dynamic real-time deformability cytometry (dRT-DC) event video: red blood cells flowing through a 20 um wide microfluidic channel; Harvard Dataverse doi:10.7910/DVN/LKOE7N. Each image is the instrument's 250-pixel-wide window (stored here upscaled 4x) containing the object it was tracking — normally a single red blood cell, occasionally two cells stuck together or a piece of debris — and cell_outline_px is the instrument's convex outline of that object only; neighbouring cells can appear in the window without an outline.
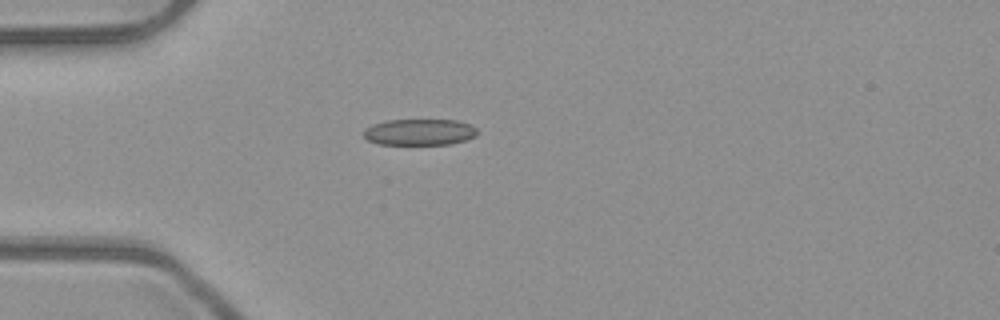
{"species": "common noctule bat (a hibernating species)", "species_latin": "Nyctalus noctula", "temperature_condition": "room temperature", "stored_images_in_passage": 38, "camera_frame_rate_fps": 3000, "um_per_image_px": 0.085, "animal": {"sex": "male", "body_mass_g": 23.1, "forearm_length_mm": 52.7}, "frame": {"image": 1, "passage_image": 1, "time_ms": 0.0, "image_size_px": [1000, 320], "cell_outline_px": [[476, 136], [452, 144], [380, 144], [368, 140], [364, 136], [364, 128], [372, 124], [388, 120], [456, 120], [472, 124], [476, 128]], "centroid_in_image_um": [35.66, 11.22], "position_along_channel_um": 49.3, "area_um2": 17.4}}
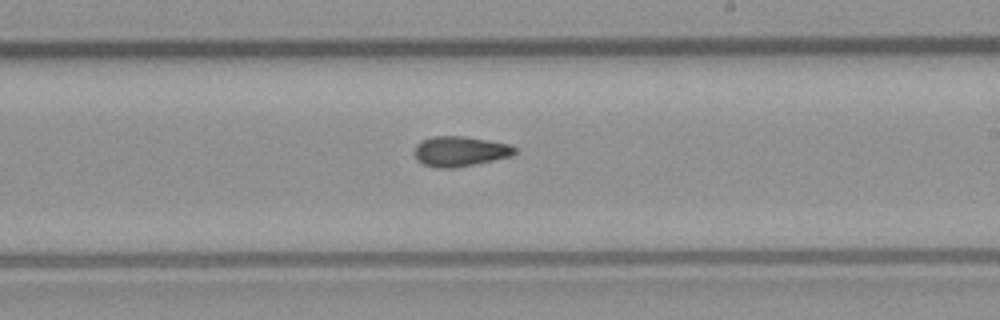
{"frame": {"image": 2, "passage_image": 17, "time_ms": 5.333, "image_size_px": [1000, 320], "cell_outline_px": [[516, 152], [512, 156], [476, 164], [456, 168], [436, 168], [424, 164], [416, 160], [412, 152], [416, 144], [420, 140], [432, 136], [464, 136], [512, 144], [516, 148]], "centroid_in_image_um": [39.07, 12.86], "position_along_channel_um": 249.9, "area_um2": 18.03}}
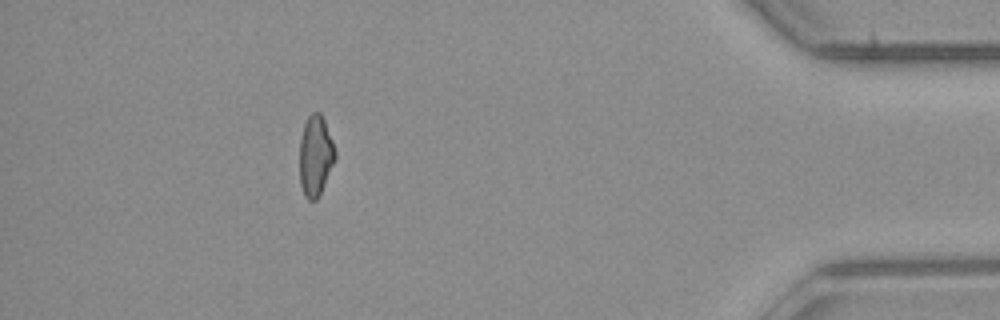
{"frame": {"image": 3, "passage_image": 33, "time_ms": 10.667, "image_size_px": [1000, 320], "cell_outline_px": [[336, 160], [316, 200], [308, 200], [304, 196], [300, 184], [300, 140], [304, 124], [308, 116], [312, 112], [320, 112], [324, 120], [332, 140], [336, 152]], "centroid_in_image_um": [26.82, 13.24], "position_along_channel_um": 408.4, "area_um2": 16.65}, "authors_computed_cell_mechanics": {"area_um2": 17.2244, "velocity_mm_per_s": 3.9999, "shape_relaxation_time_tau1_ms": null, "shape_relaxation_time_tau2_ms": 3.2181, "deformation_change_tau1": null, "deformation_change_tau2": 0.1003}}